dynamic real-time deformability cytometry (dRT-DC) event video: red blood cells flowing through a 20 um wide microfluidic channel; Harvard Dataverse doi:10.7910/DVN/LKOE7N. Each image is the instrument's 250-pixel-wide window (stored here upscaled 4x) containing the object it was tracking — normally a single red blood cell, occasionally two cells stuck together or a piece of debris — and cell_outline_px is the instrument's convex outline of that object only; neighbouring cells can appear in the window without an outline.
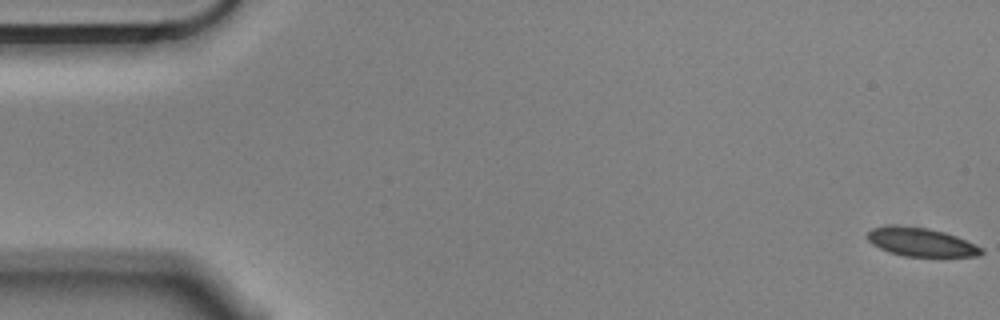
{"species": "Egyptian fruit bat (a non-hibernating species)", "species_latin": "Rousettus aegyptiacus", "temperature_condition": "cold", "stored_images_in_passage": 57, "camera_frame_rate_fps": 3000, "um_per_image_px": 0.085, "animal": {"sex": "male"}, "frame": {"image": 1, "passage_image": 1, "time_ms": 0.0, "image_size_px": [1000, 320], "cell_outline_px": [[984, 252], [980, 256], [904, 256], [888, 252], [872, 244], [864, 236], [872, 228], [892, 224], [896, 224], [928, 228], [944, 232], [956, 236], [984, 248]], "centroid_in_image_um": [78.25, 20.56], "position_along_channel_um": 6.7, "area_um2": 19.19}}
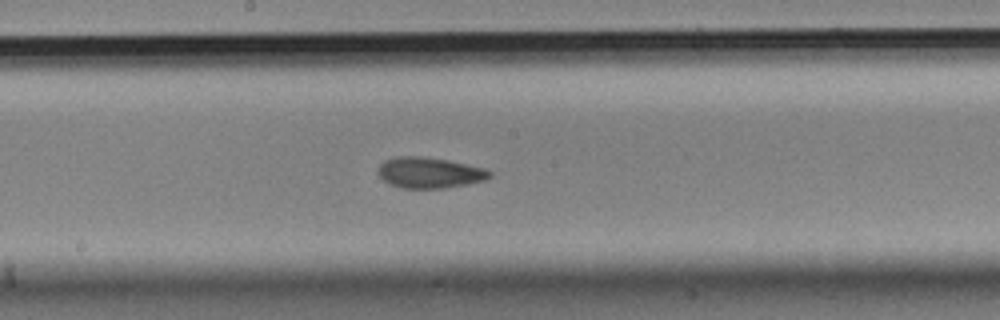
{"frame": {"image": 2, "passage_image": 30, "time_ms": 9.667, "image_size_px": [1000, 320], "cell_outline_px": [[492, 176], [484, 180], [468, 184], [444, 188], [400, 188], [388, 184], [380, 176], [380, 164], [384, 160], [396, 156], [420, 156], [448, 160], [484, 168], [492, 172]], "centroid_in_image_um": [36.51, 14.68], "position_along_channel_um": 211.7, "area_um2": 20.0}}
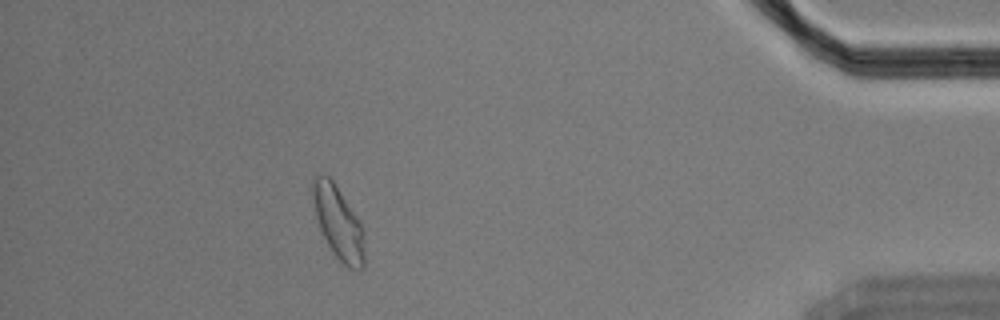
{"frame": {"image": 3, "passage_image": 51, "time_ms": 16.667, "image_size_px": [1000, 320], "cell_outline_px": [[364, 268], [356, 272], [348, 268], [332, 252], [320, 228], [316, 216], [312, 196], [312, 180], [316, 172], [320, 172], [328, 176], [336, 184], [364, 228]], "centroid_in_image_um": [28.77, 18.91], "position_along_channel_um": 406.4, "area_um2": 22.25}, "authors_computed_cell_mechanics": {"area_um2": 19.9988, "velocity_mm_per_s": 3.5325, "shape_relaxation_time_tau1_ms": 8.1467, "shape_relaxation_time_tau2_ms": 1.6921, "deformation_change_tau1": 0.177, "deformation_change_tau2": 0.0713}}